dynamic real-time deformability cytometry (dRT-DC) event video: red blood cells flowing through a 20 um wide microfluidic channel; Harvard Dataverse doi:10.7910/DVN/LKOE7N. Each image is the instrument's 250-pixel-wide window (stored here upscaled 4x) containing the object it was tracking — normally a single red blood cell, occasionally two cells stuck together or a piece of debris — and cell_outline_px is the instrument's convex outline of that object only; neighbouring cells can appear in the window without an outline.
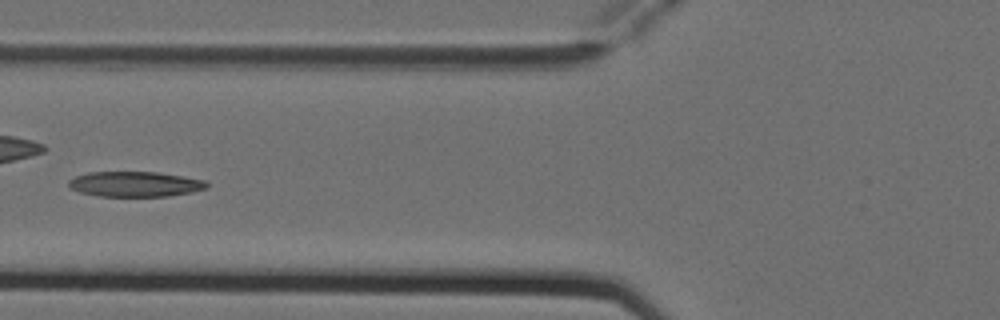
{"species": "Egyptian fruit bat (a non-hibernating species)", "species_latin": "Rousettus aegyptiacus", "temperature_condition": "cold", "stored_images_in_passage": 5, "camera_frame_rate_fps": 3000, "um_per_image_px": 0.085, "animal": {"sex": "female"}, "frame": {"image": 1, "passage_image": 5, "time_ms": 1.333, "image_size_px": [1000, 320], "cell_outline_px": [[208, 188], [192, 192], [168, 196], [100, 196], [80, 192], [72, 188], [68, 184], [68, 180], [76, 176], [88, 172], [156, 172], [184, 176], [204, 180], [208, 184]], "centroid_in_image_um": [11.5, 15.64], "position_along_channel_um": 114.3, "area_um2": 20.23}}